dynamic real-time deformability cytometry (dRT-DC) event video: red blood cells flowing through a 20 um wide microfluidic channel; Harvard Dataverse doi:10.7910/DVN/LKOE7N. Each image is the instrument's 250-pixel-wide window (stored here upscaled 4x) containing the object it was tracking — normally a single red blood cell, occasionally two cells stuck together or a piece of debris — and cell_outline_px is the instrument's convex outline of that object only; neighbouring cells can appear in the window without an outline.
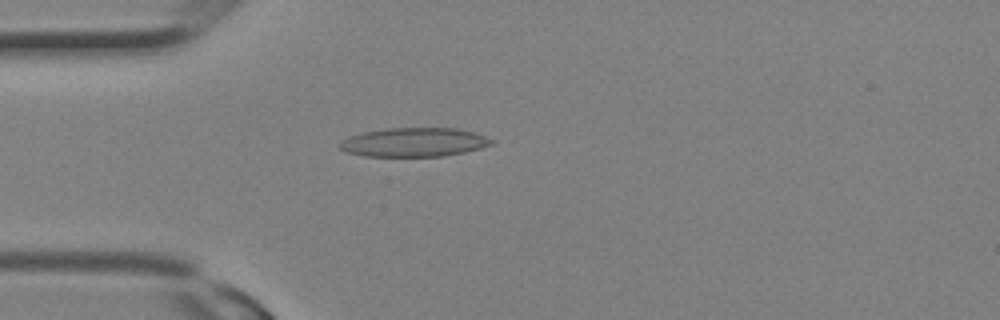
{"species": "Egyptian fruit bat (a non-hibernating species)", "species_latin": "Rousettus aegyptiacus", "temperature_condition": "room temperature", "stored_images_in_passage": 23, "camera_frame_rate_fps": 3000, "um_per_image_px": 0.085, "animal": {"sex": "female"}, "frame": {"image": 1, "passage_image": 2, "time_ms": 0.333, "image_size_px": [1000, 320], "cell_outline_px": [[496, 140], [492, 144], [480, 148], [464, 152], [444, 156], [364, 156], [344, 152], [336, 144], [340, 140], [348, 136], [364, 132], [384, 128], [456, 128], [472, 132]], "centroid_in_image_um": [35.13, 12.09], "position_along_channel_um": 49.9, "area_um2": 25.78}}
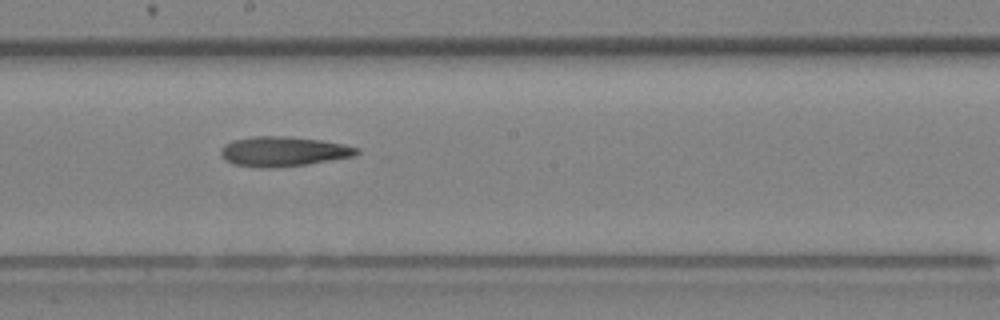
{"frame": {"image": 2, "passage_image": 10, "time_ms": 3.0, "image_size_px": [1000, 320], "cell_outline_px": [[360, 152], [356, 156], [332, 160], [304, 164], [232, 164], [224, 160], [220, 156], [220, 148], [224, 144], [232, 140], [252, 136], [288, 136], [320, 140], [344, 144], [360, 148]], "centroid_in_image_um": [24.12, 12.81], "position_along_channel_um": 224.1, "area_um2": 22.72}}
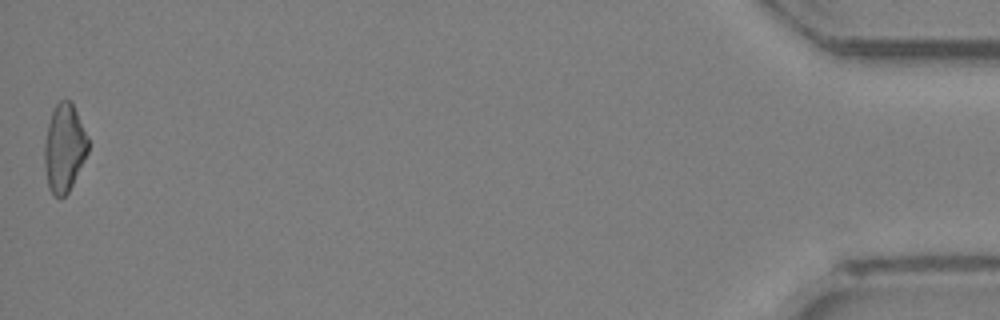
{"frame": {"image": 3, "passage_image": 23, "time_ms": 7.333, "image_size_px": [1000, 320], "cell_outline_px": [[88, 152], [68, 192], [60, 200], [48, 188], [44, 164], [44, 144], [48, 124], [52, 108], [60, 100], [68, 100], [72, 104], [88, 136]], "centroid_in_image_um": [5.44, 12.58], "position_along_channel_um": 429.8, "area_um2": 22.25}}